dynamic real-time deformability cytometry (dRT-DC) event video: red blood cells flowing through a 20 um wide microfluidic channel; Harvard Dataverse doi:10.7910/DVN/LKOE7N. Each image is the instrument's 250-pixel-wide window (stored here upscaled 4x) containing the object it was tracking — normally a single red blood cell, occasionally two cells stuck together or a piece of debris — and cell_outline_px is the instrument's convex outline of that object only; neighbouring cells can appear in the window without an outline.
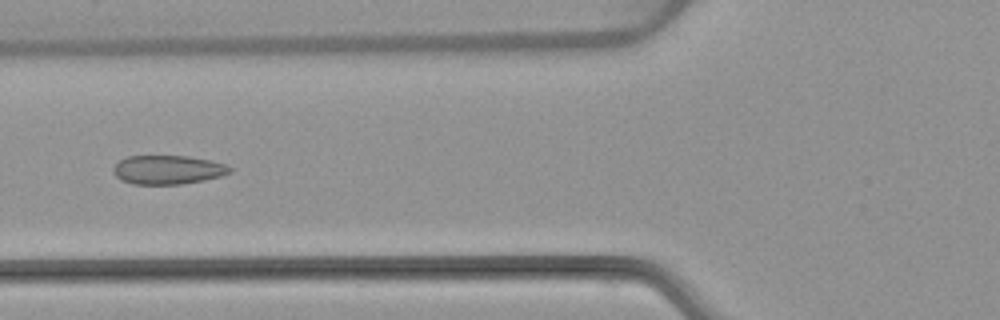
{"species": "common noctule bat (a hibernating species)", "species_latin": "Nyctalus noctula", "temperature_condition": "warm", "stored_images_in_passage": 5, "camera_frame_rate_fps": 3000, "um_per_image_px": 0.085, "animal": {"sex": "female", "body_mass_g": 22.7, "forearm_length_mm": 54.2}, "frame": {"image": 1, "passage_image": 5, "time_ms": 5.0, "image_size_px": [1000, 320], "cell_outline_px": [[232, 172], [220, 176], [204, 180], [180, 184], [132, 184], [120, 180], [112, 172], [112, 168], [120, 160], [128, 156], [188, 156], [212, 160], [224, 164], [232, 168]], "centroid_in_image_um": [14.25, 14.43], "position_along_channel_um": 111.5, "area_um2": 19.71}}